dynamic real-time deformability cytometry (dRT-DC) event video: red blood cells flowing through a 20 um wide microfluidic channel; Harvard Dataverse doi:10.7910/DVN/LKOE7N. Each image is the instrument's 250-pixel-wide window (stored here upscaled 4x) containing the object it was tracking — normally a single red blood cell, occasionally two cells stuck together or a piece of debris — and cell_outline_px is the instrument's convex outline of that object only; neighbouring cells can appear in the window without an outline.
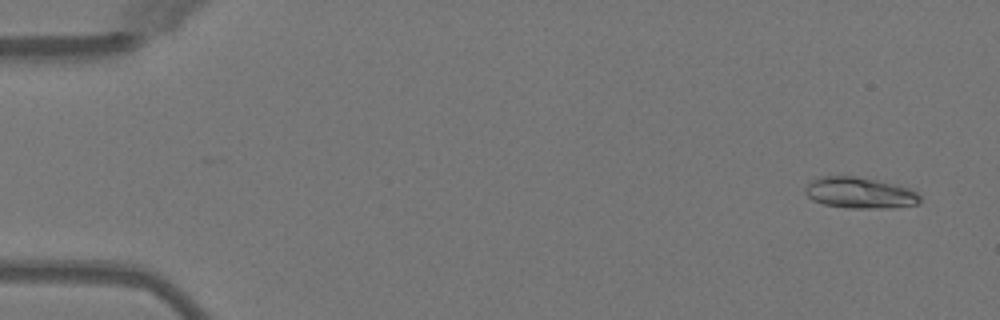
{"species": "Egyptian fruit bat (a non-hibernating species)", "species_latin": "Rousettus aegyptiacus", "temperature_condition": "warm", "stored_images_in_passage": 51, "camera_frame_rate_fps": 3000, "um_per_image_px": 0.085, "animal": {"sex": "female"}, "frame": {"image": 1, "passage_image": 3, "time_ms": 0.667, "image_size_px": [1000, 320], "cell_outline_px": [[920, 200], [916, 204], [868, 208], [848, 208], [824, 204], [812, 200], [804, 192], [804, 188], [812, 180], [820, 176], [856, 176], [896, 184], [908, 188], [916, 192], [920, 196]], "centroid_in_image_um": [73.01, 16.37], "position_along_channel_um": 12.0, "area_um2": 20.46}}
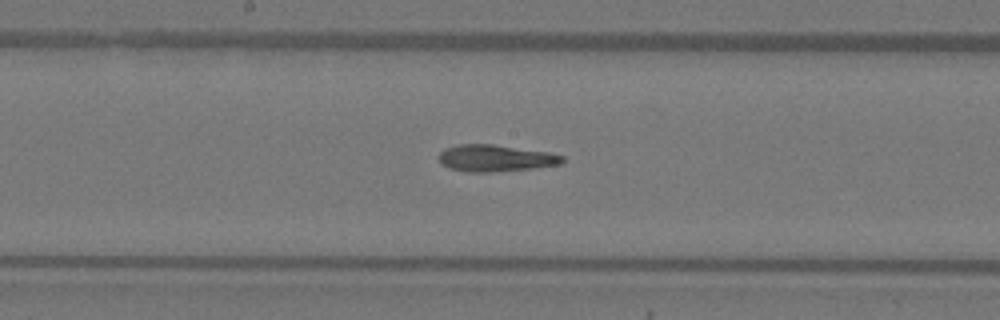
{"frame": {"image": 2, "passage_image": 27, "time_ms": 8.667, "image_size_px": [1000, 320], "cell_outline_px": [[564, 160], [560, 164], [532, 168], [496, 172], [464, 172], [448, 168], [440, 164], [436, 156], [444, 148], [456, 144], [492, 144], [548, 152], [564, 156]], "centroid_in_image_um": [42.02, 13.45], "position_along_channel_um": 206.2, "area_um2": 19.54}}
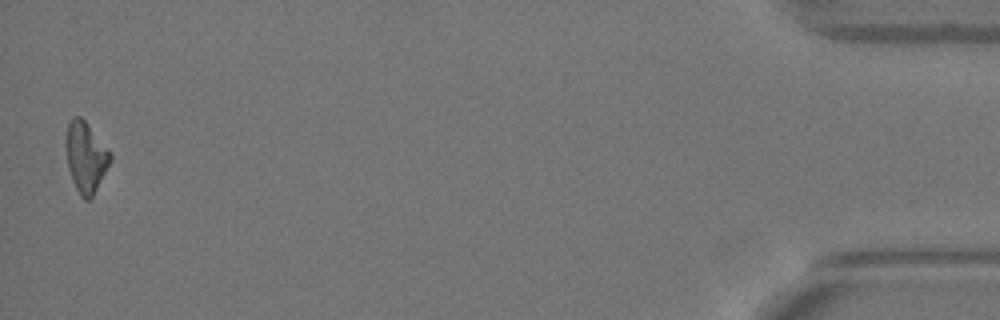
{"frame": {"image": 3, "passage_image": 50, "time_ms": 16.333, "image_size_px": [1000, 320], "cell_outline_px": [[112, 160], [92, 196], [88, 200], [84, 200], [80, 196], [72, 180], [68, 168], [64, 144], [64, 140], [68, 124], [72, 116], [80, 116], [84, 120], [112, 152]], "centroid_in_image_um": [7.27, 13.32], "position_along_channel_um": 427.9, "area_um2": 18.44}, "authors_computed_cell_mechanics": {"area_um2": 19.1318, "velocity_mm_per_s": 4.0534, "shape_relaxation_time_tau1_ms": null, "shape_relaxation_time_tau2_ms": 4.2772, "deformation_change_tau1": null, "deformation_change_tau2": 0.1171}}